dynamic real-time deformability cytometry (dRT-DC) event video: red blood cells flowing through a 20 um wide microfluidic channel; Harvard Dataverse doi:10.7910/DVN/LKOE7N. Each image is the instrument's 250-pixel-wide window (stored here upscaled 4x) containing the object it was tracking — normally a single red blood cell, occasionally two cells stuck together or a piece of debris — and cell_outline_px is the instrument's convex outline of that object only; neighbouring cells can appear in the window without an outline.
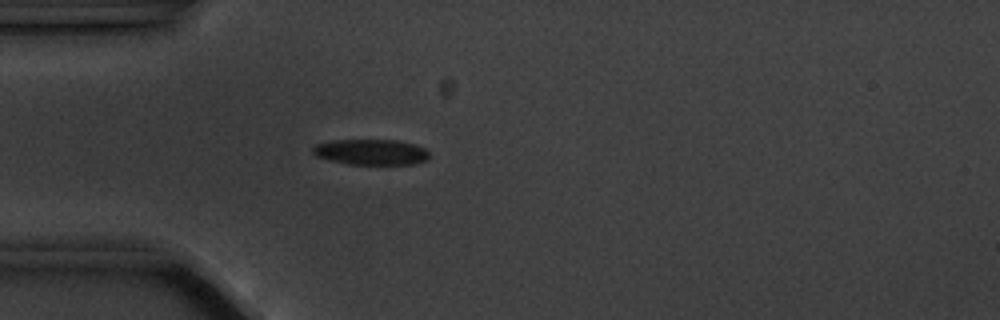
{"species": "common noctule bat (a hibernating species)", "species_latin": "Nyctalus noctula", "temperature_condition": "cold", "stored_images_in_passage": 4, "camera_frame_rate_fps": 3000, "um_per_image_px": 0.085, "animal": {"sex": "male", "body_mass_g": 20.1, "forearm_length_mm": 53.5}, "frame": {"image": 1, "passage_image": 4, "time_ms": 3.667, "image_size_px": [1000, 320], "cell_outline_px": [[428, 160], [416, 164], [348, 164], [316, 156], [312, 152], [312, 148], [316, 144], [332, 140], [396, 140], [412, 144], [424, 148], [428, 152]], "centroid_in_image_um": [31.54, 12.92], "position_along_channel_um": 53.5, "area_um2": 17.28}}